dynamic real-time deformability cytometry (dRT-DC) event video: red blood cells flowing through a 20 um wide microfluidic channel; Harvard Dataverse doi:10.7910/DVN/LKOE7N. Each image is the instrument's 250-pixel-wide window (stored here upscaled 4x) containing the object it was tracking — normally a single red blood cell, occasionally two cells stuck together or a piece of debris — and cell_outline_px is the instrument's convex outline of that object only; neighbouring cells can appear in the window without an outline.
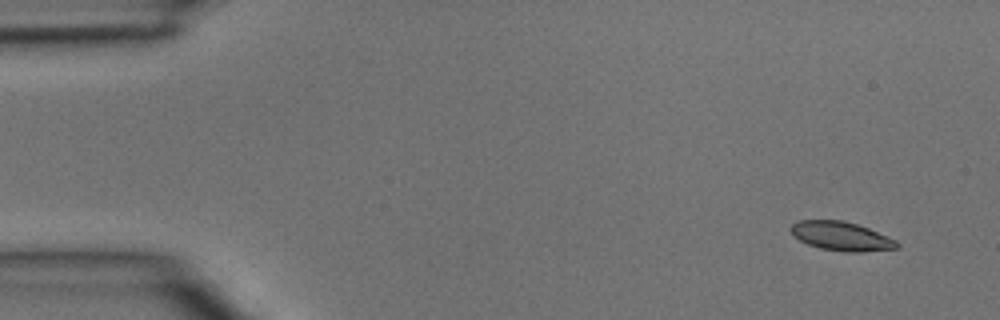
{"species": "common noctule bat (a hibernating species)", "species_latin": "Nyctalus noctula", "temperature_condition": "room temperature", "stored_images_in_passage": 5, "camera_frame_rate_fps": 3000, "um_per_image_px": 0.085, "animal": {"sex": "male", "body_mass_g": 15.6}, "frame": {"image": 1, "passage_image": 5, "time_ms": 1.333, "image_size_px": [1000, 320], "cell_outline_px": [[900, 248], [860, 252], [844, 252], [820, 248], [808, 244], [792, 236], [788, 228], [792, 224], [800, 220], [844, 220], [868, 228], [896, 240], [900, 244]], "centroid_in_image_um": [71.49, 20.08], "position_along_channel_um": 13.5, "area_um2": 18.03}}